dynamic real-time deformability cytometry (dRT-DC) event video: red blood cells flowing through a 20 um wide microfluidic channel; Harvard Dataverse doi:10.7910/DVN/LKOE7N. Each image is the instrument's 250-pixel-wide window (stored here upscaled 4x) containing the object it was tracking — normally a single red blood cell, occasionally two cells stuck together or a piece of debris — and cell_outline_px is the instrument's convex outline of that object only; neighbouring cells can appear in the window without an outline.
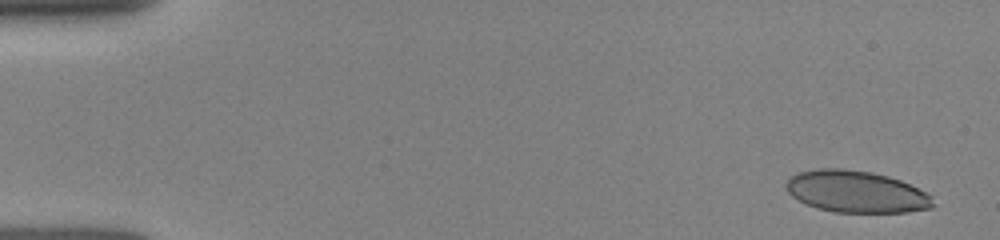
{"species": "human", "species_latin": "Homo sapiens", "temperature_condition": "room temperature", "stored_images_in_passage": 33, "camera_frame_rate_fps": 3000, "um_per_image_px": 0.085, "donor": {"sex": "female"}, "frame": {"image": 1, "passage_image": 1, "time_ms": 0.0, "image_size_px": [1000, 240], "cell_outline_px": [[932, 208], [908, 212], [832, 212], [816, 208], [792, 196], [788, 192], [784, 184], [788, 176], [800, 172], [820, 168], [844, 168], [872, 172], [888, 176], [900, 180], [928, 192], [932, 196]], "centroid_in_image_um": [72.76, 16.28], "position_along_channel_um": 12.2, "area_um2": 36.01}}
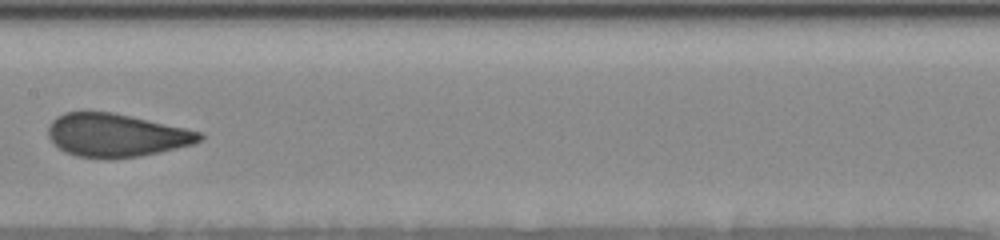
{"frame": {"image": 2, "passage_image": 18, "time_ms": 7.667, "image_size_px": [1000, 240], "cell_outline_px": [[204, 140], [192, 144], [176, 148], [140, 156], [112, 160], [104, 160], [76, 156], [52, 144], [48, 136], [48, 124], [56, 116], [64, 112], [112, 112], [132, 116], [204, 132]], "centroid_in_image_um": [9.87, 11.51], "position_along_channel_um": 197.5, "area_um2": 38.61}}
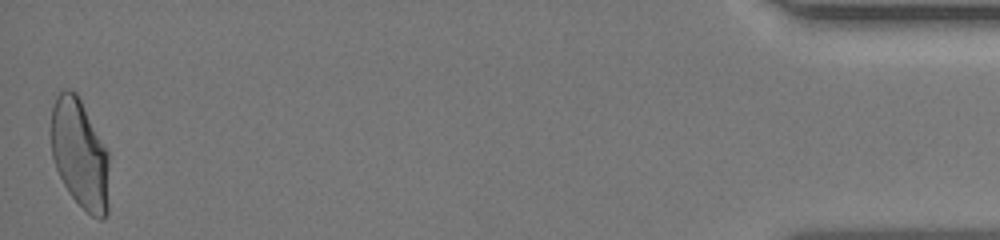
{"frame": {"image": 3, "passage_image": 33, "time_ms": 15.333, "image_size_px": [1000, 240], "cell_outline_px": [[108, 212], [104, 220], [100, 220], [92, 216], [68, 192], [56, 168], [52, 156], [52, 108], [56, 96], [64, 88], [68, 88], [76, 92], [108, 152]], "centroid_in_image_um": [6.79, 13.1], "position_along_channel_um": 428.4, "area_um2": 36.65}}